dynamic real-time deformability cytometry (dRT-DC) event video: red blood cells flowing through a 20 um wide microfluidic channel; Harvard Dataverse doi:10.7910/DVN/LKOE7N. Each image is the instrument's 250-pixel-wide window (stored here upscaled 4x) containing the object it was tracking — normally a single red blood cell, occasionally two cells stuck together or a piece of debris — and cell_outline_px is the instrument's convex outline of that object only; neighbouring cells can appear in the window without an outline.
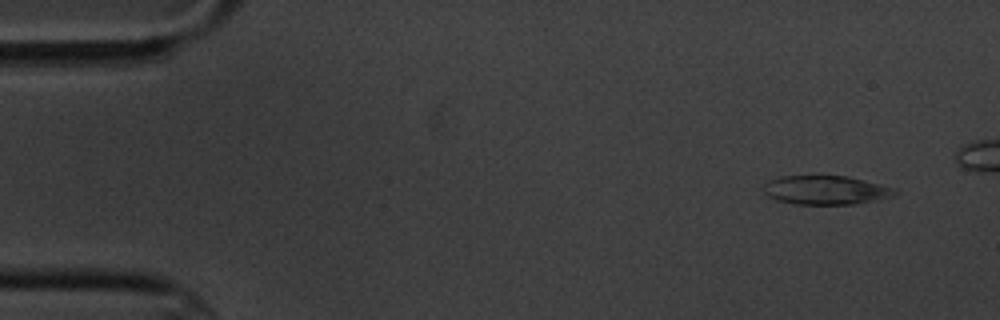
{"species": "common noctule bat (a hibernating species)", "species_latin": "Nyctalus noctula", "temperature_condition": "cold", "stored_images_in_passage": 6, "camera_frame_rate_fps": 3000, "um_per_image_px": 0.085, "animal": {"sex": "male", "body_mass_g": 20.1, "forearm_length_mm": 53.5}, "frame": {"image": 1, "passage_image": 6, "time_ms": 6.667, "image_size_px": [1000, 320], "cell_outline_px": [[896, 196], [852, 204], [796, 204], [776, 200], [768, 196], [764, 192], [764, 184], [768, 180], [780, 176], [820, 172], [844, 176], [896, 188]], "centroid_in_image_um": [70.12, 16.11], "position_along_channel_um": 14.9, "area_um2": 22.83}}